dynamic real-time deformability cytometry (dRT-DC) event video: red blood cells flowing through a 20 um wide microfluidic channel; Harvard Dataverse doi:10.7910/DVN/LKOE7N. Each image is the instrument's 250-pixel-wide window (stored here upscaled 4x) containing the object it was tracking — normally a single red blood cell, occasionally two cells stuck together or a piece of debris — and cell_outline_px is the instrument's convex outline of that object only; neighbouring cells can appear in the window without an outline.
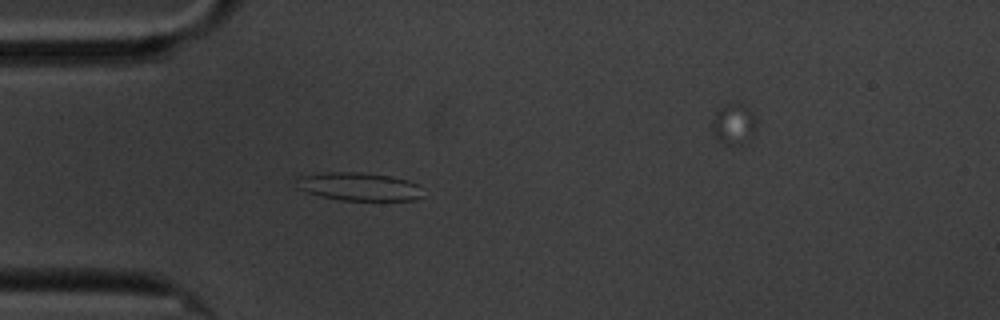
{"species": "common noctule bat (a hibernating species)", "species_latin": "Nyctalus noctula", "temperature_condition": "cold", "stored_images_in_passage": 5, "segment_of_instrument_passage": [1, 2], "camera_frame_rate_fps": 3000, "um_per_image_px": 0.085, "animal": {"sex": "male", "body_mass_g": 20.1, "forearm_length_mm": 53.5}, "frame": {"image": 1, "passage_image": 4, "time_ms": 3.667, "image_size_px": [1000, 320], "cell_outline_px": [[424, 196], [416, 200], [340, 200], [320, 196], [296, 188], [296, 176], [328, 172], [360, 172], [388, 176], [408, 180], [420, 184]], "centroid_in_image_um": [30.52, 15.86], "position_along_channel_um": 54.5, "area_um2": 20.98}}